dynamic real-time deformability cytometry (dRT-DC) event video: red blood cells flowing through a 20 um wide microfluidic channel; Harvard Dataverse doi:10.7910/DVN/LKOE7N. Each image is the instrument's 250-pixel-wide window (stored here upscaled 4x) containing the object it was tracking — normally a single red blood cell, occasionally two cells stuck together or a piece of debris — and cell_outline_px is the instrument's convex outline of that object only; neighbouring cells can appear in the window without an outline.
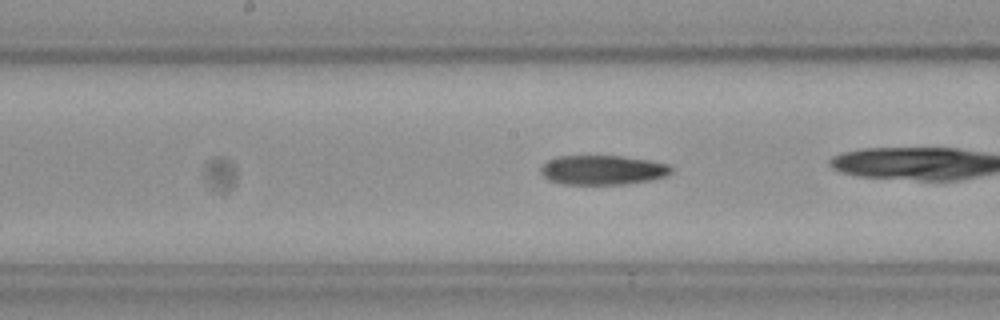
{"species": "Egyptian fruit bat (a non-hibernating species)", "species_latin": "Rousettus aegyptiacus", "temperature_condition": "cold", "stored_images_in_passage": 38, "camera_frame_rate_fps": 3000, "um_per_image_px": 0.085, "frame": {"image": 1, "passage_image": 22, "time_ms": 7.0, "image_size_px": [1000, 320], "cell_outline_px": [[672, 172], [664, 176], [648, 180], [624, 184], [560, 184], [548, 180], [540, 172], [540, 168], [548, 160], [560, 156], [620, 156], [648, 160], [668, 164], [672, 168]], "centroid_in_image_um": [51.19, 14.45], "position_along_channel_um": 197.0, "area_um2": 22.25}}